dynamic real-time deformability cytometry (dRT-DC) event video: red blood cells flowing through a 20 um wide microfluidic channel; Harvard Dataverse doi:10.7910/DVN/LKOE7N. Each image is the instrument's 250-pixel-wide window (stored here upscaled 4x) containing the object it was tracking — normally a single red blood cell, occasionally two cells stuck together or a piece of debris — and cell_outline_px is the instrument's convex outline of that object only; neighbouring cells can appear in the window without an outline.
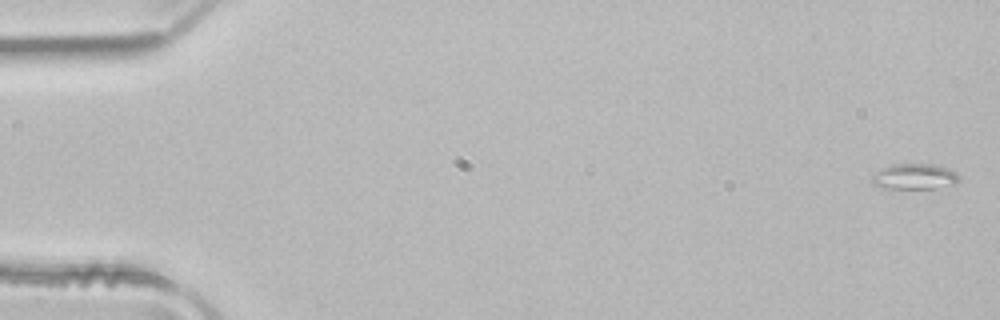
{"species": "common noctule bat (a hibernating species)", "species_latin": "Nyctalus noctula", "temperature_condition": "room temperature", "stored_images_in_passage": 4, "camera_frame_rate_fps": 3000, "um_per_image_px": 0.085, "animal": {"sex": "male", "body_mass_g": 21.5, "forearm_length_mm": 52.0}, "frame": {"image": 1, "passage_image": 1, "time_ms": 0.0, "image_size_px": [1000, 320], "cell_outline_px": [[960, 180], [956, 184], [936, 188], [884, 188], [872, 184], [872, 176], [876, 172], [892, 164], [932, 164], [948, 168], [956, 172], [960, 176]], "centroid_in_image_um": [77.78, 15.01], "position_along_channel_um": 7.2, "area_um2": 13.01}}
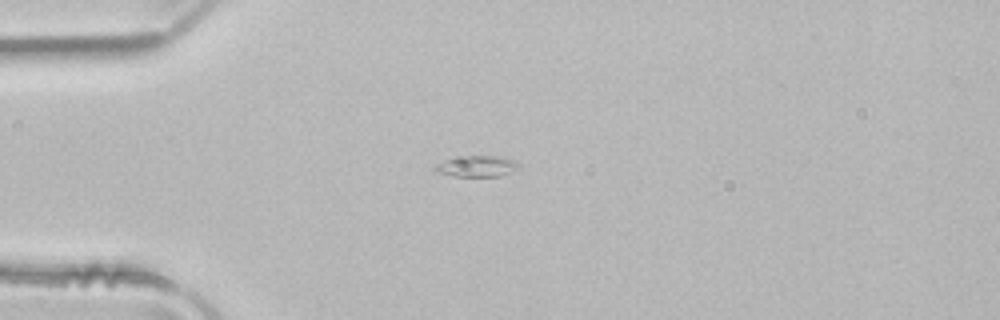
{"frame": {"image": 2, "passage_image": 3, "time_ms": 0.667, "image_size_px": [1000, 320], "cell_outline_px": [[520, 164], [516, 168], [500, 176], [452, 176], [436, 172], [432, 168], [436, 164], [444, 160], [464, 156], [504, 156], [516, 160]], "centroid_in_image_um": [40.51, 14.12], "position_along_channel_um": 44.5, "area_um2": 10.29}}